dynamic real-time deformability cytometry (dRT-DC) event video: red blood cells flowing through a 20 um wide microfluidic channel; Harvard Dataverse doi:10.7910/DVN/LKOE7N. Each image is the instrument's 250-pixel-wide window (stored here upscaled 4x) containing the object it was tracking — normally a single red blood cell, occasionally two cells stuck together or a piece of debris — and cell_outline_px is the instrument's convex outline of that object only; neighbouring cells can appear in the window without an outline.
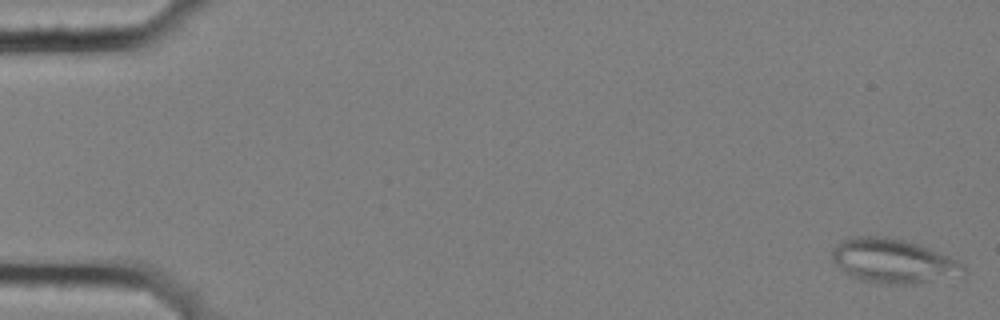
{"species": "common noctule bat (a hibernating species)", "species_latin": "Nyctalus noctula", "temperature_condition": "cold", "stored_images_in_passage": 6, "camera_frame_rate_fps": 3000, "um_per_image_px": 0.085, "animal": {"sex": "female", "body_mass_g": 25.1}, "frame": {"image": 1, "passage_image": 1, "time_ms": 0.0, "image_size_px": [1000, 320], "cell_outline_px": [[968, 272], [964, 276], [912, 284], [880, 284], [860, 280], [844, 272], [832, 260], [832, 248], [840, 240], [856, 236], [884, 236], [904, 240], [928, 248], [948, 256], [964, 264]], "centroid_in_image_um": [75.94, 22.2], "position_along_channel_um": 9.1, "area_um2": 34.22}}
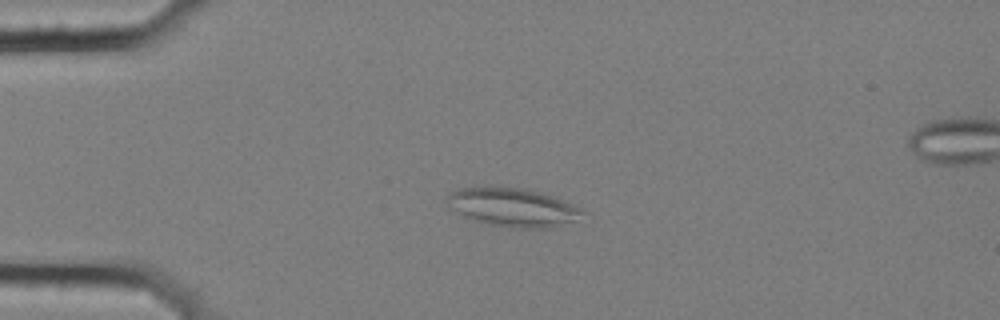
{"frame": {"image": 2, "passage_image": 4, "time_ms": 1.0, "image_size_px": [1000, 320], "cell_outline_px": [[588, 212], [572, 220], [552, 228], [512, 228], [488, 224], [472, 220], [448, 208], [444, 200], [444, 196], [456, 188], [488, 184], [500, 184], [524, 188], [540, 192], [564, 200]], "centroid_in_image_um": [43.45, 17.56], "position_along_channel_um": 41.5, "area_um2": 31.56}}